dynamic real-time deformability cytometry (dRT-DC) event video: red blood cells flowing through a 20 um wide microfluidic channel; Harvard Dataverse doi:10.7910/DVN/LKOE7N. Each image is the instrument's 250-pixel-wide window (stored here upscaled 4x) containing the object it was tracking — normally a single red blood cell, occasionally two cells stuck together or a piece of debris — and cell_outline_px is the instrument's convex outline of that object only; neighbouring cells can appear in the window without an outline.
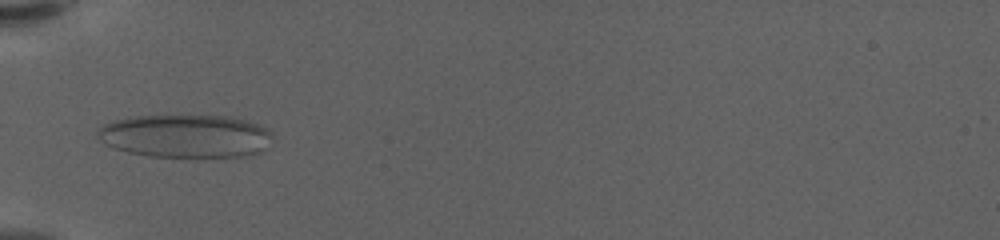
{"species": "human", "species_latin": "Homo sapiens", "temperature_condition": "warm", "stored_images_in_passage": 35, "camera_frame_rate_fps": 3000, "um_per_image_px": 0.085, "donor": {"sex": "female"}, "frame": {"image": 1, "passage_image": 1, "time_ms": 0.0, "image_size_px": [1000, 240], "cell_outline_px": [[268, 148], [260, 152], [240, 156], [148, 156], [128, 152], [104, 144], [96, 136], [96, 132], [100, 124], [112, 120], [128, 116], [224, 116], [248, 120], [268, 128]], "centroid_in_image_um": [15.68, 11.55], "position_along_channel_um": 69.3, "area_um2": 43.87}}
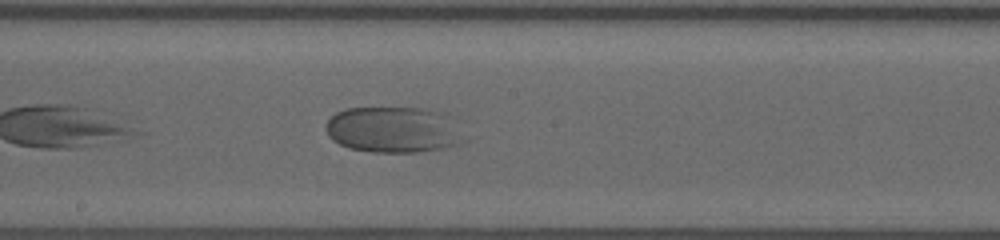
{"frame": {"image": 2, "passage_image": 14, "time_ms": 4.333, "image_size_px": [1000, 240], "cell_outline_px": [[460, 144], [444, 148], [420, 152], [372, 152], [348, 148], [332, 140], [328, 132], [328, 120], [336, 112], [344, 108], [420, 108], [432, 112], [460, 140]], "centroid_in_image_um": [33.16, 11.06], "position_along_channel_um": 215.0, "area_um2": 34.8}}
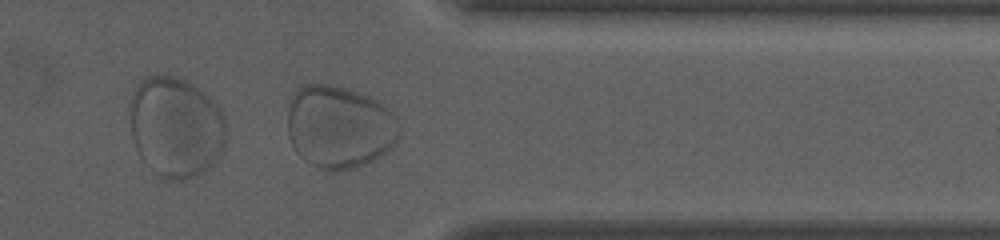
{"frame": {"image": 3, "passage_image": 29, "time_ms": 9.333, "image_size_px": [1000, 240], "cell_outline_px": [[400, 128], [396, 144], [380, 156], [356, 168], [336, 172], [328, 172], [304, 160], [296, 152], [288, 136], [288, 112], [292, 92], [304, 84], [336, 84], [352, 88], [376, 100], [392, 112], [396, 116], [400, 124]], "centroid_in_image_um": [28.84, 10.77], "position_along_channel_um": 382.6, "area_um2": 54.74}}